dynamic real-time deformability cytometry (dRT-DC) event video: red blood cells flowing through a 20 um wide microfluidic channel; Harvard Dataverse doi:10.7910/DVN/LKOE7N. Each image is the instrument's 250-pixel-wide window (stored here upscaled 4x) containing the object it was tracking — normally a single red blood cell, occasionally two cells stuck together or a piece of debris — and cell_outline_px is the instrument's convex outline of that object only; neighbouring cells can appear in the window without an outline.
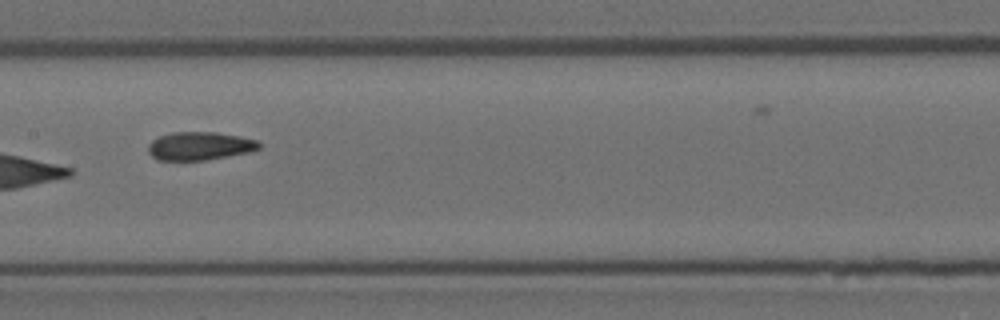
{"species": "Egyptian fruit bat (a non-hibernating species)", "species_latin": "Rousettus aegyptiacus", "temperature_condition": "room temperature", "stored_images_in_passage": 7, "camera_frame_rate_fps": 3000, "um_per_image_px": 0.085, "animal": {"sex": "female"}, "frame": {"image": 1, "passage_image": 7, "time_ms": 7.0, "image_size_px": [1000, 320], "cell_outline_px": [[260, 148], [248, 152], [204, 160], [156, 160], [148, 152], [148, 144], [152, 140], [160, 136], [172, 132], [216, 132], [240, 136], [256, 140], [260, 144]], "centroid_in_image_um": [16.94, 12.4], "position_along_channel_um": 190.5, "area_um2": 18.15}}